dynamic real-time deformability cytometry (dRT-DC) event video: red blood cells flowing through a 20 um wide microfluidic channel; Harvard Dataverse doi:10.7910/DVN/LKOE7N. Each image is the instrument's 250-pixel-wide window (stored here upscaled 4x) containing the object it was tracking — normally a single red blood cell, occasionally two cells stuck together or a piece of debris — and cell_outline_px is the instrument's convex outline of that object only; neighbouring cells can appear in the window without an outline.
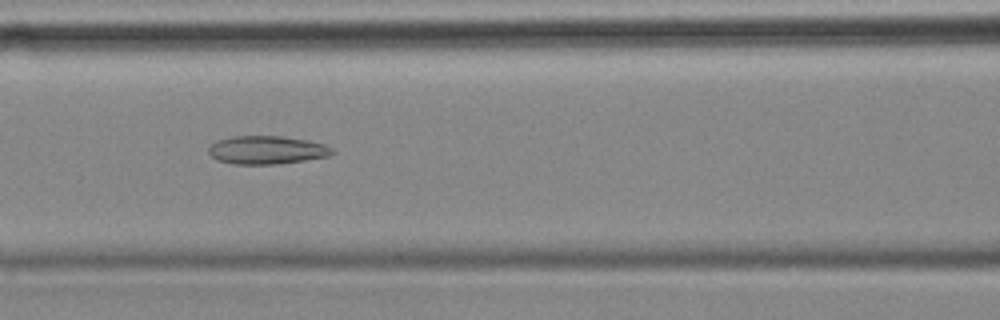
{"species": "common noctule bat (a hibernating species)", "species_latin": "Nyctalus noctula", "temperature_condition": "cold", "stored_images_in_passage": 48, "camera_frame_rate_fps": 3000, "um_per_image_px": 0.085, "animal": {"sex": "female", "body_mass_g": 18.4}, "frame": {"image": 1, "passage_image": 23, "time_ms": 7.333, "image_size_px": [1000, 320], "cell_outline_px": [[336, 152], [328, 156], [304, 160], [276, 164], [232, 164], [216, 160], [208, 152], [208, 148], [216, 140], [232, 136], [284, 136], [308, 140], [324, 144], [332, 148]], "centroid_in_image_um": [22.66, 12.74], "position_along_channel_um": 143.9, "area_um2": 20.46}}
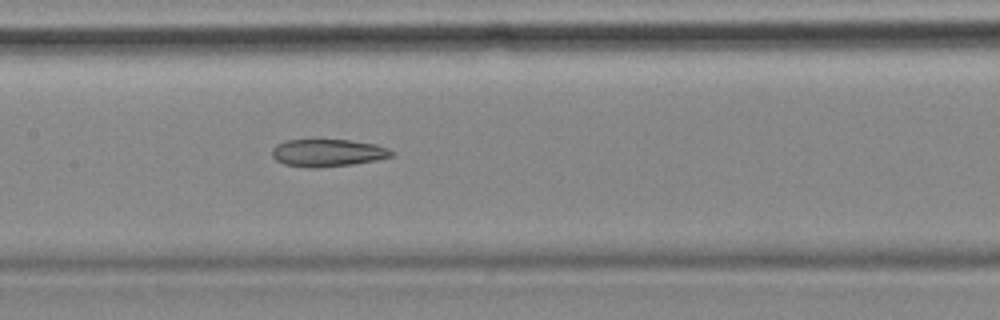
{"frame": {"image": 2, "passage_image": 26, "time_ms": 8.333, "image_size_px": [1000, 320], "cell_outline_px": [[396, 152], [392, 156], [376, 160], [352, 164], [316, 168], [308, 168], [284, 164], [276, 160], [272, 156], [272, 148], [276, 144], [284, 140], [352, 140], [376, 144], [388, 148]], "centroid_in_image_um": [27.85, 12.99], "position_along_channel_um": 179.5, "area_um2": 19.25}}
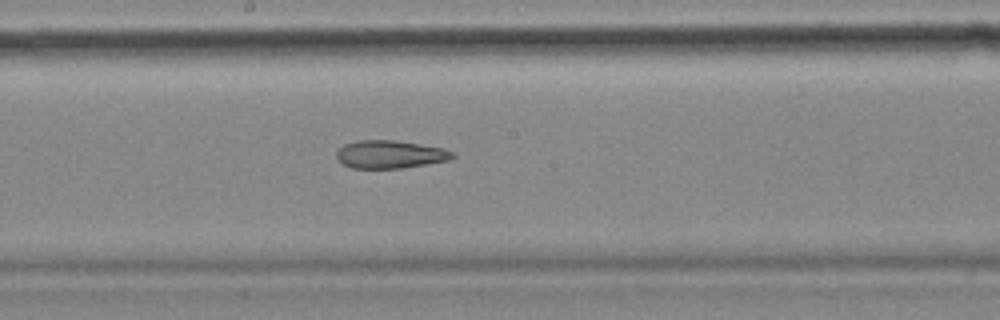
{"frame": {"image": 3, "passage_image": 29, "time_ms": 9.333, "image_size_px": [1000, 320], "cell_outline_px": [[456, 156], [452, 160], [400, 168], [352, 168], [344, 164], [336, 156], [336, 152], [344, 144], [356, 140], [392, 140], [420, 144], [444, 148], [456, 152]], "centroid_in_image_um": [33.21, 13.11], "position_along_channel_um": 215.0, "area_um2": 18.96}}